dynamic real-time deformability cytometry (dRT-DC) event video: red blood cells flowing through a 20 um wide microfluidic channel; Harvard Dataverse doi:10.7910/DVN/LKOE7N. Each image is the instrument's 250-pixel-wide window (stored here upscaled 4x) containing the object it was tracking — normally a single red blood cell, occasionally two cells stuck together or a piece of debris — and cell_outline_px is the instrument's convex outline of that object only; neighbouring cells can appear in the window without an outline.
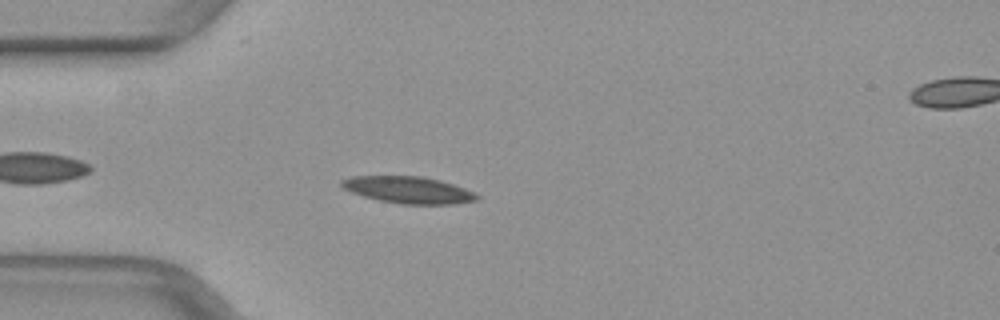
{"species": "common noctule bat (a hibernating species)", "species_latin": "Nyctalus noctula", "temperature_condition": "warm", "stored_images_in_passage": 40, "camera_frame_rate_fps": 3000, "um_per_image_px": 0.085, "animal": {"sex": "female", "body_mass_g": 29.2, "forearm_length_mm": 56.3}, "frame": {"image": 1, "passage_image": 4, "time_ms": 1.0, "image_size_px": [1000, 320], "cell_outline_px": [[480, 196], [476, 200], [456, 204], [400, 204], [380, 200], [364, 196], [352, 192], [344, 188], [340, 184], [340, 180], [352, 176], [424, 176], [440, 180], [476, 192]], "centroid_in_image_um": [34.74, 16.14], "position_along_channel_um": 50.3, "area_um2": 21.15}}
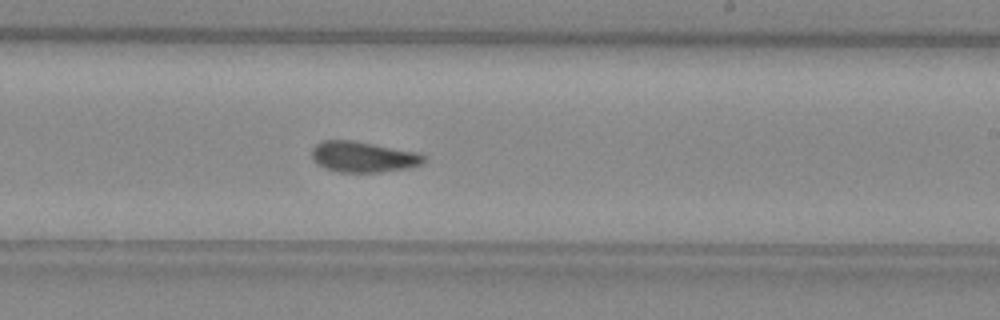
{"frame": {"image": 2, "passage_image": 20, "time_ms": 6.333, "image_size_px": [1000, 320], "cell_outline_px": [[424, 160], [420, 164], [408, 168], [380, 172], [340, 172], [324, 168], [316, 164], [312, 160], [312, 148], [320, 140], [352, 140], [412, 152], [424, 156]], "centroid_in_image_um": [30.76, 13.34], "position_along_channel_um": 258.2, "area_um2": 19.77}}
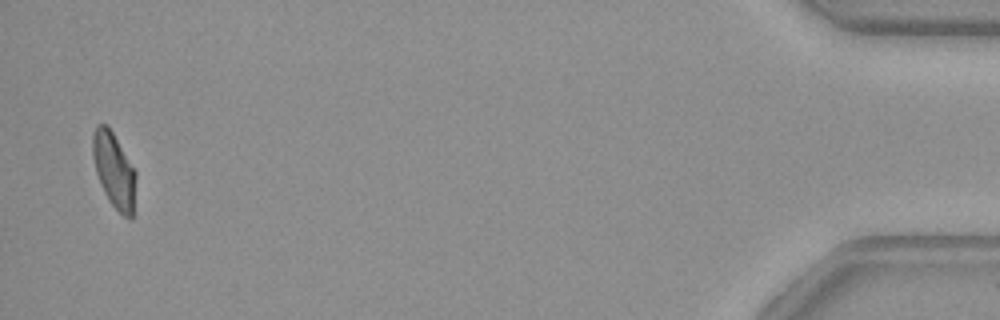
{"frame": {"image": 3, "passage_image": 39, "time_ms": 12.667, "image_size_px": [1000, 320], "cell_outline_px": [[136, 180], [132, 220], [128, 220], [108, 200], [100, 184], [96, 172], [92, 156], [92, 132], [96, 124], [108, 124], [136, 172]], "centroid_in_image_um": [9.68, 14.45], "position_along_channel_um": 425.5, "area_um2": 19.07}}